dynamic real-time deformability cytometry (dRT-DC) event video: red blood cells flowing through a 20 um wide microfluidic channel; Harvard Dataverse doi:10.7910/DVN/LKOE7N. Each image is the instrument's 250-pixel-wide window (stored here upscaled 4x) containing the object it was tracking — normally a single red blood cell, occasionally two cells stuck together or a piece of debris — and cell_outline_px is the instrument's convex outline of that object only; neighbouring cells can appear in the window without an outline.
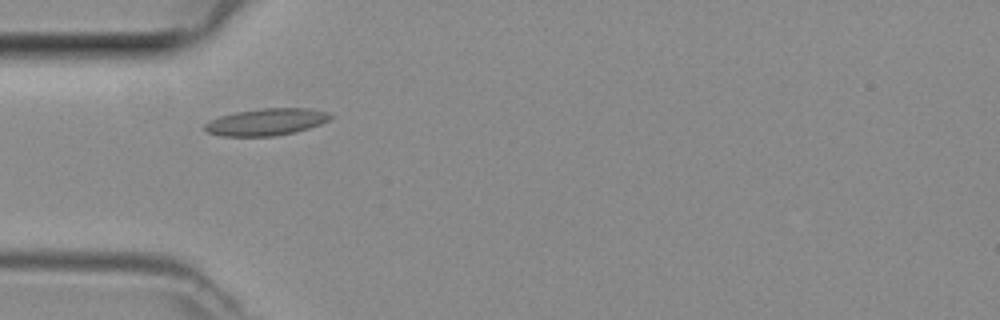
{"species": "common noctule bat (a hibernating species)", "species_latin": "Nyctalus noctula", "temperature_condition": "room temperature", "stored_images_in_passage": 34, "camera_frame_rate_fps": 3000, "um_per_image_px": 0.085, "animal": {"sex": "female", "body_mass_g": 29.2, "forearm_length_mm": 56.3}, "frame": {"image": 1, "passage_image": 1, "time_ms": 0.0, "image_size_px": [1000, 320], "cell_outline_px": [[332, 116], [328, 120], [320, 124], [308, 128], [292, 132], [272, 136], [220, 136], [208, 132], [204, 128], [204, 124], [208, 120], [220, 116], [236, 112], [260, 108], [308, 108], [328, 112]], "centroid_in_image_um": [22.6, 10.36], "position_along_channel_um": 62.4, "area_um2": 19.59}}
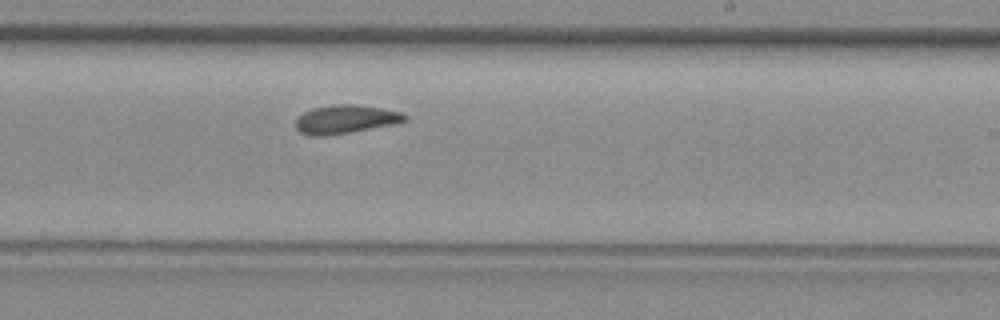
{"frame": {"image": 2, "passage_image": 15, "time_ms": 4.667, "image_size_px": [1000, 320], "cell_outline_px": [[408, 120], [392, 124], [348, 132], [324, 136], [312, 136], [300, 132], [296, 128], [296, 120], [304, 112], [312, 108], [332, 104], [352, 104], [380, 108], [404, 112], [408, 116]], "centroid_in_image_um": [29.37, 10.12], "position_along_channel_um": 259.6, "area_um2": 17.98}}
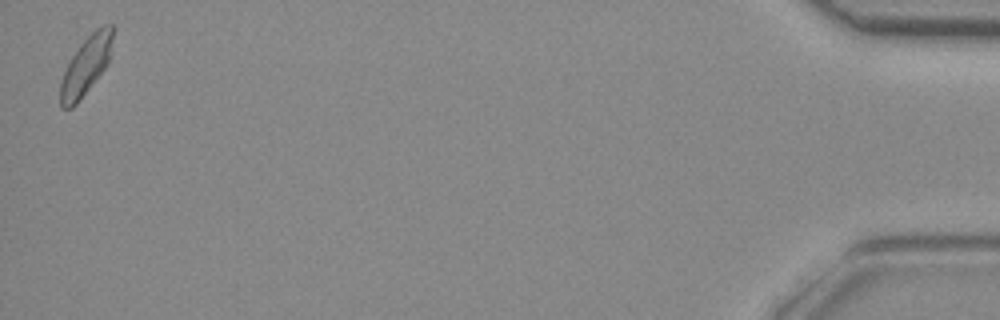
{"frame": {"image": 3, "passage_image": 34, "time_ms": 11.0, "image_size_px": [1000, 320], "cell_outline_px": [[112, 40], [108, 64], [76, 104], [72, 108], [60, 108], [60, 80], [72, 56], [80, 44], [96, 28], [104, 24], [112, 24]], "centroid_in_image_um": [7.29, 5.59], "position_along_channel_um": 427.9, "area_um2": 17.51}}